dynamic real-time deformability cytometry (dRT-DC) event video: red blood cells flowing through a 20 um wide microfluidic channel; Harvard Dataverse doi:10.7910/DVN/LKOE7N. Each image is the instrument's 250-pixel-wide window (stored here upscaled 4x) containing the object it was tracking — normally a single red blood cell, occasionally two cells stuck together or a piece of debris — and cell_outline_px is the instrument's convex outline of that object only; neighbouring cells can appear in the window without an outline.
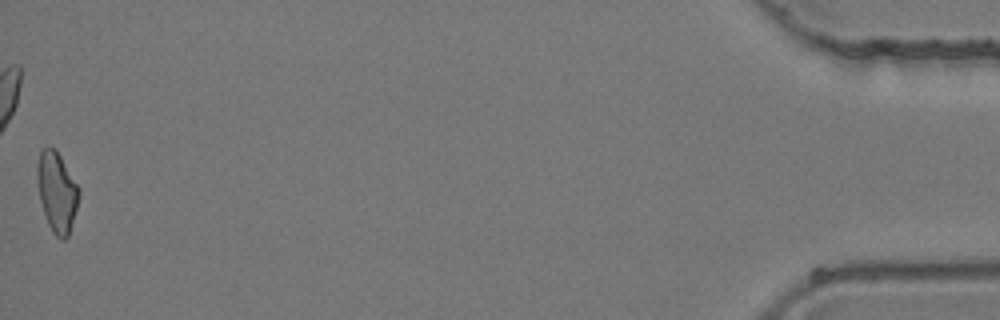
{"species": "common noctule bat (a hibernating species)", "species_latin": "Nyctalus noctula", "temperature_condition": "room temperature", "stored_images_in_passage": 37, "camera_frame_rate_fps": 3000, "um_per_image_px": 0.085, "animal": {"sex": "female", "body_mass_g": 24.6, "forearm_length_mm": 56.2}, "frame": {"image": 1, "passage_image": 37, "time_ms": 12.0, "image_size_px": [1000, 320], "cell_outline_px": [[80, 196], [68, 236], [64, 240], [60, 240], [52, 232], [48, 224], [40, 200], [36, 180], [36, 168], [40, 152], [48, 144], [56, 148], [80, 188]], "centroid_in_image_um": [4.83, 16.27], "position_along_channel_um": 430.4, "area_um2": 19.77}}